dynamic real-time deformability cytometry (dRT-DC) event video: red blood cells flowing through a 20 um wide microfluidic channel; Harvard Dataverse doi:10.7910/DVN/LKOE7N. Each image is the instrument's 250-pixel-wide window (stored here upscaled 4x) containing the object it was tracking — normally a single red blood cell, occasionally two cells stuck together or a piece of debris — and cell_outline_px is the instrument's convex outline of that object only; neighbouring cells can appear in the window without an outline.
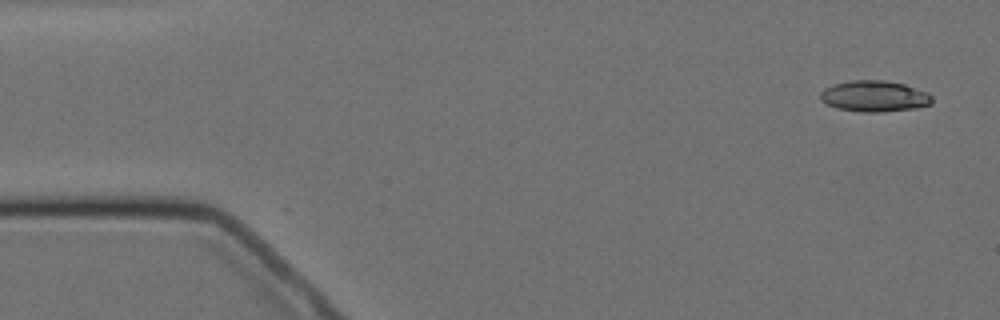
{"species": "Egyptian fruit bat (a non-hibernating species)", "species_latin": "Rousettus aegyptiacus", "temperature_condition": "cold", "stored_images_in_passage": 4, "camera_frame_rate_fps": 3000, "um_per_image_px": 0.085, "animal": {"sex": "female"}, "frame": {"image": 1, "passage_image": 1, "time_ms": 0.0, "image_size_px": [1000, 320], "cell_outline_px": [[932, 104], [916, 108], [884, 112], [864, 112], [836, 108], [820, 100], [820, 92], [824, 88], [832, 84], [848, 80], [884, 80], [904, 84], [928, 92], [932, 96]], "centroid_in_image_um": [74.32, 8.17], "position_along_channel_um": 10.7, "area_um2": 20.46}}
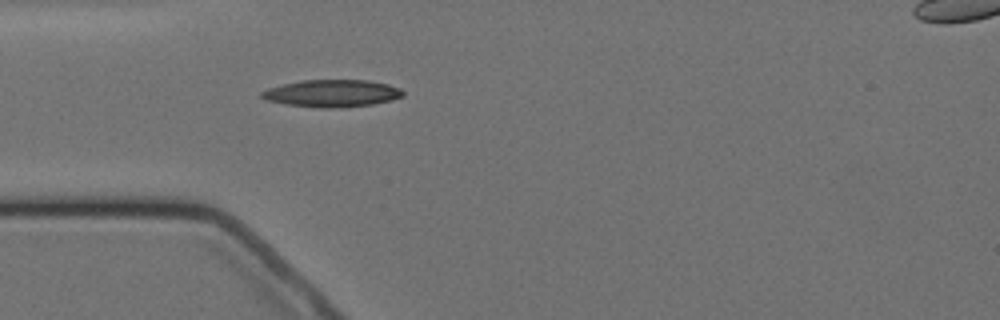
{"frame": {"image": 2, "passage_image": 4, "time_ms": 4.333, "image_size_px": [1000, 320], "cell_outline_px": [[404, 96], [392, 100], [372, 104], [340, 108], [320, 108], [284, 104], [264, 100], [260, 96], [260, 92], [268, 88], [300, 80], [368, 80], [388, 84], [400, 88], [404, 92]], "centroid_in_image_um": [28.21, 7.94], "position_along_channel_um": 56.8, "area_um2": 22.66}}